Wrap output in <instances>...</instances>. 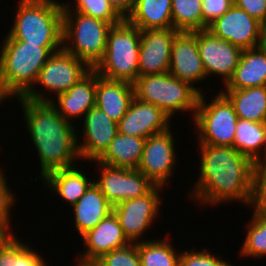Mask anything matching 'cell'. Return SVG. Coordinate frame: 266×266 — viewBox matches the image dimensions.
<instances>
[{
	"mask_svg": "<svg viewBox=\"0 0 266 266\" xmlns=\"http://www.w3.org/2000/svg\"><path fill=\"white\" fill-rule=\"evenodd\" d=\"M200 171L193 196L202 204L241 201L251 205L255 163L231 146L200 144ZM195 190V191H194Z\"/></svg>",
	"mask_w": 266,
	"mask_h": 266,
	"instance_id": "obj_1",
	"label": "cell"
},
{
	"mask_svg": "<svg viewBox=\"0 0 266 266\" xmlns=\"http://www.w3.org/2000/svg\"><path fill=\"white\" fill-rule=\"evenodd\" d=\"M24 120L37 149L42 179L51 171L73 167L80 159L79 142L72 122L66 121L51 102H36L19 97Z\"/></svg>",
	"mask_w": 266,
	"mask_h": 266,
	"instance_id": "obj_2",
	"label": "cell"
},
{
	"mask_svg": "<svg viewBox=\"0 0 266 266\" xmlns=\"http://www.w3.org/2000/svg\"><path fill=\"white\" fill-rule=\"evenodd\" d=\"M60 49L62 45H33L5 38L0 50V99L17 96L36 102L53 101L33 87L41 68Z\"/></svg>",
	"mask_w": 266,
	"mask_h": 266,
	"instance_id": "obj_3",
	"label": "cell"
},
{
	"mask_svg": "<svg viewBox=\"0 0 266 266\" xmlns=\"http://www.w3.org/2000/svg\"><path fill=\"white\" fill-rule=\"evenodd\" d=\"M13 27L6 38L33 45H62L63 3L20 0Z\"/></svg>",
	"mask_w": 266,
	"mask_h": 266,
	"instance_id": "obj_4",
	"label": "cell"
},
{
	"mask_svg": "<svg viewBox=\"0 0 266 266\" xmlns=\"http://www.w3.org/2000/svg\"><path fill=\"white\" fill-rule=\"evenodd\" d=\"M71 9L68 2L63 3L62 48L94 69L103 59L112 25L77 11L73 14Z\"/></svg>",
	"mask_w": 266,
	"mask_h": 266,
	"instance_id": "obj_5",
	"label": "cell"
},
{
	"mask_svg": "<svg viewBox=\"0 0 266 266\" xmlns=\"http://www.w3.org/2000/svg\"><path fill=\"white\" fill-rule=\"evenodd\" d=\"M141 30L126 19L107 34L103 59L94 70L103 78L133 83L138 77Z\"/></svg>",
	"mask_w": 266,
	"mask_h": 266,
	"instance_id": "obj_6",
	"label": "cell"
},
{
	"mask_svg": "<svg viewBox=\"0 0 266 266\" xmlns=\"http://www.w3.org/2000/svg\"><path fill=\"white\" fill-rule=\"evenodd\" d=\"M134 96L161 108L170 118L178 111H193L201 91L189 83L181 81L169 72L138 76L133 82Z\"/></svg>",
	"mask_w": 266,
	"mask_h": 266,
	"instance_id": "obj_7",
	"label": "cell"
},
{
	"mask_svg": "<svg viewBox=\"0 0 266 266\" xmlns=\"http://www.w3.org/2000/svg\"><path fill=\"white\" fill-rule=\"evenodd\" d=\"M206 103L200 93L193 117L199 144L233 147L238 117L232 103L221 91L211 103Z\"/></svg>",
	"mask_w": 266,
	"mask_h": 266,
	"instance_id": "obj_8",
	"label": "cell"
},
{
	"mask_svg": "<svg viewBox=\"0 0 266 266\" xmlns=\"http://www.w3.org/2000/svg\"><path fill=\"white\" fill-rule=\"evenodd\" d=\"M98 165L103 168L99 179L93 183L112 206L124 200L142 197L156 186L137 169L117 168L103 163Z\"/></svg>",
	"mask_w": 266,
	"mask_h": 266,
	"instance_id": "obj_9",
	"label": "cell"
},
{
	"mask_svg": "<svg viewBox=\"0 0 266 266\" xmlns=\"http://www.w3.org/2000/svg\"><path fill=\"white\" fill-rule=\"evenodd\" d=\"M162 187L156 185L142 197L124 200L113 206V212L120 222L124 235L131 243H136L155 220L161 202L159 191Z\"/></svg>",
	"mask_w": 266,
	"mask_h": 266,
	"instance_id": "obj_10",
	"label": "cell"
},
{
	"mask_svg": "<svg viewBox=\"0 0 266 266\" xmlns=\"http://www.w3.org/2000/svg\"><path fill=\"white\" fill-rule=\"evenodd\" d=\"M261 26L262 23L246 11L232 5L227 12L211 23L207 30L214 36L245 50L260 46Z\"/></svg>",
	"mask_w": 266,
	"mask_h": 266,
	"instance_id": "obj_11",
	"label": "cell"
},
{
	"mask_svg": "<svg viewBox=\"0 0 266 266\" xmlns=\"http://www.w3.org/2000/svg\"><path fill=\"white\" fill-rule=\"evenodd\" d=\"M170 130L146 138L137 169L155 185L164 186L175 167V142Z\"/></svg>",
	"mask_w": 266,
	"mask_h": 266,
	"instance_id": "obj_12",
	"label": "cell"
},
{
	"mask_svg": "<svg viewBox=\"0 0 266 266\" xmlns=\"http://www.w3.org/2000/svg\"><path fill=\"white\" fill-rule=\"evenodd\" d=\"M197 45L206 77L221 75L226 85L234 74L243 50L214 36L207 29L197 31Z\"/></svg>",
	"mask_w": 266,
	"mask_h": 266,
	"instance_id": "obj_13",
	"label": "cell"
},
{
	"mask_svg": "<svg viewBox=\"0 0 266 266\" xmlns=\"http://www.w3.org/2000/svg\"><path fill=\"white\" fill-rule=\"evenodd\" d=\"M90 70L84 61L62 48L49 57L35 84H41L57 97L75 85Z\"/></svg>",
	"mask_w": 266,
	"mask_h": 266,
	"instance_id": "obj_14",
	"label": "cell"
},
{
	"mask_svg": "<svg viewBox=\"0 0 266 266\" xmlns=\"http://www.w3.org/2000/svg\"><path fill=\"white\" fill-rule=\"evenodd\" d=\"M174 28L141 31L138 76L169 72Z\"/></svg>",
	"mask_w": 266,
	"mask_h": 266,
	"instance_id": "obj_15",
	"label": "cell"
},
{
	"mask_svg": "<svg viewBox=\"0 0 266 266\" xmlns=\"http://www.w3.org/2000/svg\"><path fill=\"white\" fill-rule=\"evenodd\" d=\"M169 73L194 87L206 78L197 45V31H178L171 48Z\"/></svg>",
	"mask_w": 266,
	"mask_h": 266,
	"instance_id": "obj_16",
	"label": "cell"
},
{
	"mask_svg": "<svg viewBox=\"0 0 266 266\" xmlns=\"http://www.w3.org/2000/svg\"><path fill=\"white\" fill-rule=\"evenodd\" d=\"M170 117L159 107L133 98L128 111L118 122V132L148 138L170 128Z\"/></svg>",
	"mask_w": 266,
	"mask_h": 266,
	"instance_id": "obj_17",
	"label": "cell"
},
{
	"mask_svg": "<svg viewBox=\"0 0 266 266\" xmlns=\"http://www.w3.org/2000/svg\"><path fill=\"white\" fill-rule=\"evenodd\" d=\"M85 140L77 144L80 159L98 160L108 149L118 133V123L110 119L98 107H92L84 115Z\"/></svg>",
	"mask_w": 266,
	"mask_h": 266,
	"instance_id": "obj_18",
	"label": "cell"
},
{
	"mask_svg": "<svg viewBox=\"0 0 266 266\" xmlns=\"http://www.w3.org/2000/svg\"><path fill=\"white\" fill-rule=\"evenodd\" d=\"M81 237L86 251L78 259L85 261H97L104 254L131 243L124 235L120 222L114 212H111L92 230L87 231Z\"/></svg>",
	"mask_w": 266,
	"mask_h": 266,
	"instance_id": "obj_19",
	"label": "cell"
},
{
	"mask_svg": "<svg viewBox=\"0 0 266 266\" xmlns=\"http://www.w3.org/2000/svg\"><path fill=\"white\" fill-rule=\"evenodd\" d=\"M133 83L103 78L96 72L95 106L118 123L134 98Z\"/></svg>",
	"mask_w": 266,
	"mask_h": 266,
	"instance_id": "obj_20",
	"label": "cell"
},
{
	"mask_svg": "<svg viewBox=\"0 0 266 266\" xmlns=\"http://www.w3.org/2000/svg\"><path fill=\"white\" fill-rule=\"evenodd\" d=\"M95 96L96 71L91 69L70 89L57 96L58 105L54 101L51 103L66 121L71 122L70 118L82 117L95 106Z\"/></svg>",
	"mask_w": 266,
	"mask_h": 266,
	"instance_id": "obj_21",
	"label": "cell"
},
{
	"mask_svg": "<svg viewBox=\"0 0 266 266\" xmlns=\"http://www.w3.org/2000/svg\"><path fill=\"white\" fill-rule=\"evenodd\" d=\"M266 86V51L260 46L242 51L226 90Z\"/></svg>",
	"mask_w": 266,
	"mask_h": 266,
	"instance_id": "obj_22",
	"label": "cell"
},
{
	"mask_svg": "<svg viewBox=\"0 0 266 266\" xmlns=\"http://www.w3.org/2000/svg\"><path fill=\"white\" fill-rule=\"evenodd\" d=\"M73 209L75 227L80 236L92 230L102 219L113 212V206L94 183L73 205Z\"/></svg>",
	"mask_w": 266,
	"mask_h": 266,
	"instance_id": "obj_23",
	"label": "cell"
},
{
	"mask_svg": "<svg viewBox=\"0 0 266 266\" xmlns=\"http://www.w3.org/2000/svg\"><path fill=\"white\" fill-rule=\"evenodd\" d=\"M126 20L141 31L173 28L171 0H136Z\"/></svg>",
	"mask_w": 266,
	"mask_h": 266,
	"instance_id": "obj_24",
	"label": "cell"
},
{
	"mask_svg": "<svg viewBox=\"0 0 266 266\" xmlns=\"http://www.w3.org/2000/svg\"><path fill=\"white\" fill-rule=\"evenodd\" d=\"M145 138L117 133L105 153L95 162L126 169H138Z\"/></svg>",
	"mask_w": 266,
	"mask_h": 266,
	"instance_id": "obj_25",
	"label": "cell"
},
{
	"mask_svg": "<svg viewBox=\"0 0 266 266\" xmlns=\"http://www.w3.org/2000/svg\"><path fill=\"white\" fill-rule=\"evenodd\" d=\"M233 147L255 164L266 162V122L238 118Z\"/></svg>",
	"mask_w": 266,
	"mask_h": 266,
	"instance_id": "obj_26",
	"label": "cell"
},
{
	"mask_svg": "<svg viewBox=\"0 0 266 266\" xmlns=\"http://www.w3.org/2000/svg\"><path fill=\"white\" fill-rule=\"evenodd\" d=\"M220 91L232 103L239 119L266 122V86Z\"/></svg>",
	"mask_w": 266,
	"mask_h": 266,
	"instance_id": "obj_27",
	"label": "cell"
},
{
	"mask_svg": "<svg viewBox=\"0 0 266 266\" xmlns=\"http://www.w3.org/2000/svg\"><path fill=\"white\" fill-rule=\"evenodd\" d=\"M43 180L49 189L53 190L72 206L93 183V181H89L82 171L76 167L74 168V166L51 171Z\"/></svg>",
	"mask_w": 266,
	"mask_h": 266,
	"instance_id": "obj_28",
	"label": "cell"
},
{
	"mask_svg": "<svg viewBox=\"0 0 266 266\" xmlns=\"http://www.w3.org/2000/svg\"><path fill=\"white\" fill-rule=\"evenodd\" d=\"M169 243L163 239L137 241L141 266H178L181 253L177 254Z\"/></svg>",
	"mask_w": 266,
	"mask_h": 266,
	"instance_id": "obj_29",
	"label": "cell"
},
{
	"mask_svg": "<svg viewBox=\"0 0 266 266\" xmlns=\"http://www.w3.org/2000/svg\"><path fill=\"white\" fill-rule=\"evenodd\" d=\"M173 28L177 31L203 30L202 0H171Z\"/></svg>",
	"mask_w": 266,
	"mask_h": 266,
	"instance_id": "obj_30",
	"label": "cell"
},
{
	"mask_svg": "<svg viewBox=\"0 0 266 266\" xmlns=\"http://www.w3.org/2000/svg\"><path fill=\"white\" fill-rule=\"evenodd\" d=\"M0 266H47L42 257L15 235L0 248Z\"/></svg>",
	"mask_w": 266,
	"mask_h": 266,
	"instance_id": "obj_31",
	"label": "cell"
},
{
	"mask_svg": "<svg viewBox=\"0 0 266 266\" xmlns=\"http://www.w3.org/2000/svg\"><path fill=\"white\" fill-rule=\"evenodd\" d=\"M241 255L245 257L266 256V214L254 211L249 222Z\"/></svg>",
	"mask_w": 266,
	"mask_h": 266,
	"instance_id": "obj_32",
	"label": "cell"
},
{
	"mask_svg": "<svg viewBox=\"0 0 266 266\" xmlns=\"http://www.w3.org/2000/svg\"><path fill=\"white\" fill-rule=\"evenodd\" d=\"M75 11L93 18L117 25L124 18L114 9L108 0H75Z\"/></svg>",
	"mask_w": 266,
	"mask_h": 266,
	"instance_id": "obj_33",
	"label": "cell"
},
{
	"mask_svg": "<svg viewBox=\"0 0 266 266\" xmlns=\"http://www.w3.org/2000/svg\"><path fill=\"white\" fill-rule=\"evenodd\" d=\"M100 266H141L137 242L114 249L96 261Z\"/></svg>",
	"mask_w": 266,
	"mask_h": 266,
	"instance_id": "obj_34",
	"label": "cell"
},
{
	"mask_svg": "<svg viewBox=\"0 0 266 266\" xmlns=\"http://www.w3.org/2000/svg\"><path fill=\"white\" fill-rule=\"evenodd\" d=\"M251 205L254 211L266 214V162L255 165Z\"/></svg>",
	"mask_w": 266,
	"mask_h": 266,
	"instance_id": "obj_35",
	"label": "cell"
},
{
	"mask_svg": "<svg viewBox=\"0 0 266 266\" xmlns=\"http://www.w3.org/2000/svg\"><path fill=\"white\" fill-rule=\"evenodd\" d=\"M178 266H232L221 259V255L215 257L205 249L203 251L182 252L179 257Z\"/></svg>",
	"mask_w": 266,
	"mask_h": 266,
	"instance_id": "obj_36",
	"label": "cell"
},
{
	"mask_svg": "<svg viewBox=\"0 0 266 266\" xmlns=\"http://www.w3.org/2000/svg\"><path fill=\"white\" fill-rule=\"evenodd\" d=\"M233 5V0H202L203 30L221 17Z\"/></svg>",
	"mask_w": 266,
	"mask_h": 266,
	"instance_id": "obj_37",
	"label": "cell"
},
{
	"mask_svg": "<svg viewBox=\"0 0 266 266\" xmlns=\"http://www.w3.org/2000/svg\"><path fill=\"white\" fill-rule=\"evenodd\" d=\"M3 170H0V224H2L10 233V210L11 207L14 206V197L11 193L10 186H7V182L5 180V175L2 173Z\"/></svg>",
	"mask_w": 266,
	"mask_h": 266,
	"instance_id": "obj_38",
	"label": "cell"
},
{
	"mask_svg": "<svg viewBox=\"0 0 266 266\" xmlns=\"http://www.w3.org/2000/svg\"><path fill=\"white\" fill-rule=\"evenodd\" d=\"M233 5L243 9L259 22H266V0H233Z\"/></svg>",
	"mask_w": 266,
	"mask_h": 266,
	"instance_id": "obj_39",
	"label": "cell"
},
{
	"mask_svg": "<svg viewBox=\"0 0 266 266\" xmlns=\"http://www.w3.org/2000/svg\"><path fill=\"white\" fill-rule=\"evenodd\" d=\"M114 9L124 18L132 12L136 0H108Z\"/></svg>",
	"mask_w": 266,
	"mask_h": 266,
	"instance_id": "obj_40",
	"label": "cell"
},
{
	"mask_svg": "<svg viewBox=\"0 0 266 266\" xmlns=\"http://www.w3.org/2000/svg\"><path fill=\"white\" fill-rule=\"evenodd\" d=\"M13 236L2 224H0V248L3 244Z\"/></svg>",
	"mask_w": 266,
	"mask_h": 266,
	"instance_id": "obj_41",
	"label": "cell"
},
{
	"mask_svg": "<svg viewBox=\"0 0 266 266\" xmlns=\"http://www.w3.org/2000/svg\"><path fill=\"white\" fill-rule=\"evenodd\" d=\"M260 47L266 51V22L262 23L261 26V41Z\"/></svg>",
	"mask_w": 266,
	"mask_h": 266,
	"instance_id": "obj_42",
	"label": "cell"
},
{
	"mask_svg": "<svg viewBox=\"0 0 266 266\" xmlns=\"http://www.w3.org/2000/svg\"><path fill=\"white\" fill-rule=\"evenodd\" d=\"M79 262H77V266H100L96 261H85L78 259Z\"/></svg>",
	"mask_w": 266,
	"mask_h": 266,
	"instance_id": "obj_43",
	"label": "cell"
}]
</instances>
